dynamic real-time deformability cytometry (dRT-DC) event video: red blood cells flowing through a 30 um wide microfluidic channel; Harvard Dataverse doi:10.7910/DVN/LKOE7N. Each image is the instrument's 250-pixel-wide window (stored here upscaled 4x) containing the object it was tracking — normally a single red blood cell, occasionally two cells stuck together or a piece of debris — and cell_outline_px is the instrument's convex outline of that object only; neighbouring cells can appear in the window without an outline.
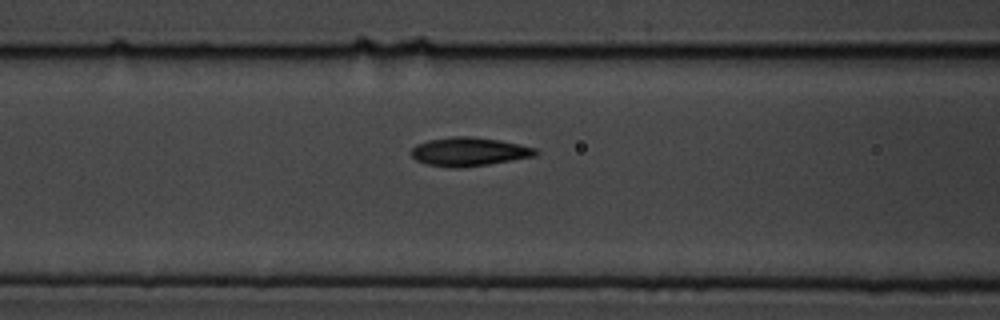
{"species": "common noctule bat (a hibernating species)", "species_latin": "Nyctalus noctula", "temperature_condition": "cold", "stored_images_in_passage": 8, "segment_of_instrument_passage": [2, 2], "camera_frame_rate_fps": 3000, "um_per_image_px": 0.085, "animal": {"sex": "male", "body_mass_g": 19.5, "forearm_length_mm": 54.6}, "frame": {"image": 1, "passage_image": 8, "time_ms": 2.333, "image_size_px": [1000, 320], "cell_outline_px": [[540, 152], [536, 156], [488, 164], [456, 168], [452, 168], [428, 164], [416, 160], [412, 156], [412, 148], [416, 144], [428, 140], [452, 136], [472, 136], [500, 140], [520, 144], [536, 148]], "centroid_in_image_um": [39.89, 12.88], "position_along_channel_um": 126.7, "area_um2": 20.81}}